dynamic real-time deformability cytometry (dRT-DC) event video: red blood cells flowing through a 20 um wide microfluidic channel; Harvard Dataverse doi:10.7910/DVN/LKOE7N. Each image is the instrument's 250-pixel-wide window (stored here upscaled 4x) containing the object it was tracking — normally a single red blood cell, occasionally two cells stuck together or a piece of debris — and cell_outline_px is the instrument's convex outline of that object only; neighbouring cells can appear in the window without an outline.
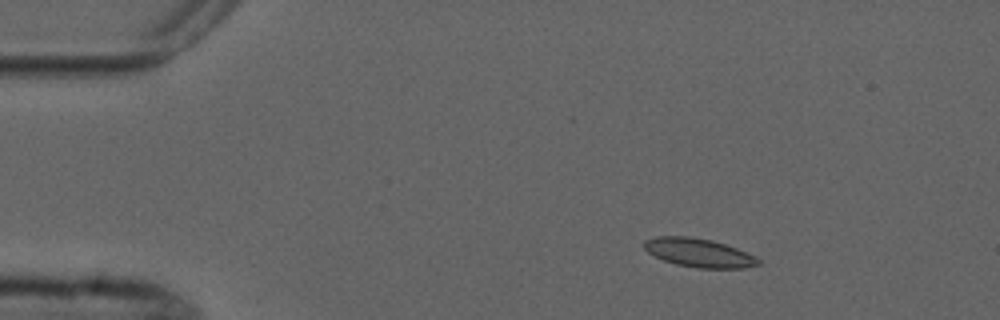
{"species": "common noctule bat (a hibernating species)", "species_latin": "Nyctalus noctula", "temperature_condition": "cold", "stored_images_in_passage": 4, "camera_frame_rate_fps": 3000, "um_per_image_px": 0.085, "animal": {"sex": "male", "forearm_length_mm": 52.5}, "frame": {"image": 1, "passage_image": 2, "time_ms": 1.0, "image_size_px": [1000, 320], "cell_outline_px": [[760, 264], [744, 268], [696, 268], [676, 264], [664, 260], [648, 252], [644, 248], [644, 240], [656, 236], [688, 236], [712, 240], [736, 248], [756, 256], [760, 260]], "centroid_in_image_um": [59.4, 21.48], "position_along_channel_um": 25.6, "area_um2": 19.02}}
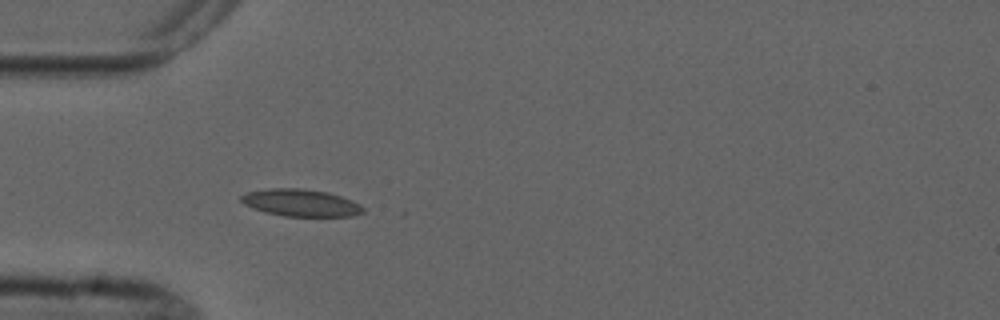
{"frame": {"image": 2, "passage_image": 4, "time_ms": 3.667, "image_size_px": [1000, 320], "cell_outline_px": [[364, 212], [352, 216], [284, 216], [264, 212], [252, 208], [244, 204], [240, 200], [240, 196], [248, 192], [272, 188], [304, 188], [328, 192], [352, 200], [360, 204], [364, 208]], "centroid_in_image_um": [25.57, 17.23], "position_along_channel_um": 59.4, "area_um2": 19.36}}